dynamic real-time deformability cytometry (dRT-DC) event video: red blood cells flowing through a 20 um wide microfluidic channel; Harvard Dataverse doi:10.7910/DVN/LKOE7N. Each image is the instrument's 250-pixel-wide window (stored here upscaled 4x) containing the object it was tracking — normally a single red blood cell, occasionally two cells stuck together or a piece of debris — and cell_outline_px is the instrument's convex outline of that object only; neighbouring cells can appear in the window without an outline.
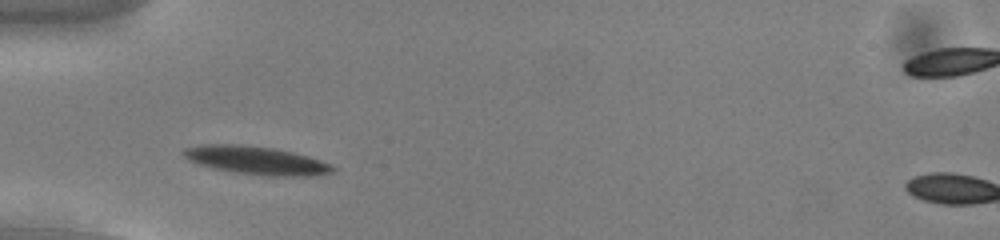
{"species": "common noctule bat (a hibernating species)", "species_latin": "Nyctalus noctula", "temperature_condition": "cold", "stored_images_in_passage": 44, "camera_frame_rate_fps": 3000, "um_per_image_px": 0.085, "animal": {"sex": "male", "body_mass_g": 13.0, "forearm_length_mm": 53.1}, "frame": {"image": 1, "passage_image": 7, "time_ms": 2.0, "image_size_px": [1000, 240], "cell_outline_px": [[336, 168], [332, 172], [316, 176], [268, 176], [236, 172], [212, 168], [188, 160], [180, 152], [184, 148], [204, 144], [236, 144], [276, 148], [308, 156], [332, 164]], "centroid_in_image_um": [21.8, 13.63], "position_along_channel_um": 63.2, "area_um2": 24.62}}
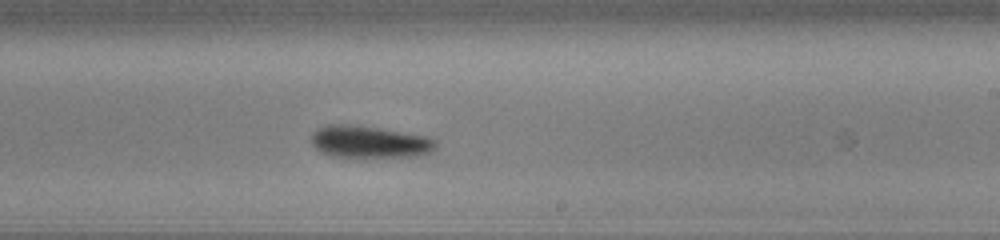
{"frame": {"image": 2, "passage_image": 23, "time_ms": 7.333, "image_size_px": [1000, 240], "cell_outline_px": [[436, 148], [432, 152], [416, 156], [332, 156], [320, 152], [312, 144], [312, 132], [316, 128], [324, 124], [348, 124], [380, 128], [428, 136], [436, 140]], "centroid_in_image_um": [31.39, 12.03], "position_along_channel_um": 257.6, "area_um2": 23.29}}
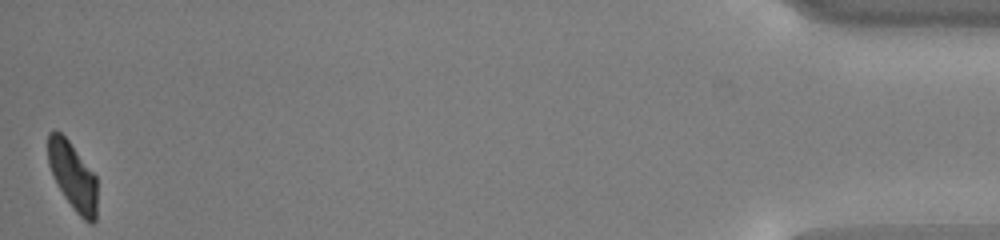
{"frame": {"image": 3, "passage_image": 44, "time_ms": 14.333, "image_size_px": [1000, 240], "cell_outline_px": [[96, 220], [92, 224], [88, 224], [76, 212], [64, 196], [56, 184], [48, 164], [48, 132], [60, 132], [68, 140], [96, 176]], "centroid_in_image_um": [6.18, 15.0], "position_along_channel_um": 429.0, "area_um2": 19.25}, "authors_computed_cell_mechanics": {"area_um2": 22.5998, "velocity_mm_per_s": 3.7241, "shape_relaxation_time_tau1_ms": 2.6549, "shape_relaxation_time_tau2_ms": 5.7941, "deformation_change_tau1": 0.141, "deformation_change_tau2": 0.1171}}